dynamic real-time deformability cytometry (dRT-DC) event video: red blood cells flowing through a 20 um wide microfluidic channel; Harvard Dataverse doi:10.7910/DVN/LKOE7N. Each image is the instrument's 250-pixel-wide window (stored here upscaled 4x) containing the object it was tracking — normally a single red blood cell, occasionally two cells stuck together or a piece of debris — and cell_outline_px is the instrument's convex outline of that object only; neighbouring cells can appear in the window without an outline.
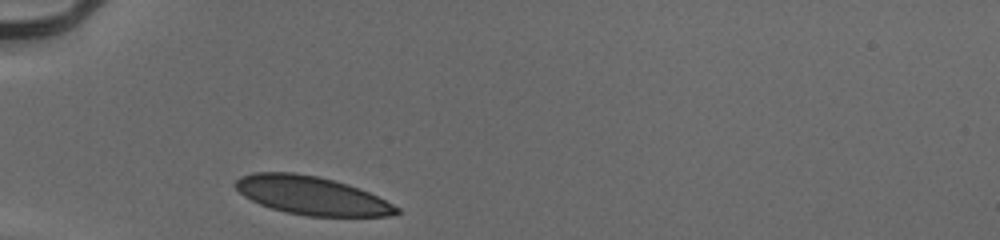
{"species": "human", "species_latin": "Homo sapiens", "temperature_condition": "cold", "stored_images_in_passage": 28, "camera_frame_rate_fps": 3000, "um_per_image_px": 0.085, "donor": {"sex": "male"}, "frame": {"image": 1, "passage_image": 1, "time_ms": 0.0, "image_size_px": [1000, 240], "cell_outline_px": [[400, 212], [388, 216], [308, 216], [284, 212], [260, 204], [244, 196], [232, 184], [240, 176], [252, 172], [292, 172], [316, 176], [348, 184], [360, 188], [400, 208]], "centroid_in_image_um": [26.45, 16.61], "position_along_channel_um": 58.6, "area_um2": 35.84}}
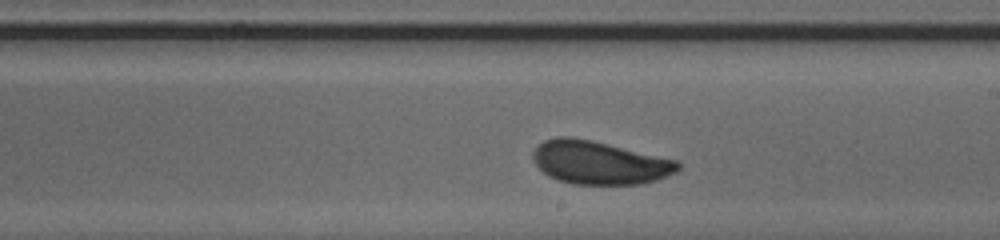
{"frame": {"image": 2, "passage_image": 16, "time_ms": 5.0, "image_size_px": [1000, 240], "cell_outline_px": [[680, 168], [676, 172], [668, 176], [644, 184], [572, 184], [556, 180], [548, 176], [532, 160], [532, 152], [544, 140], [556, 136], [572, 136], [592, 140], [676, 160], [680, 164]], "centroid_in_image_um": [50.93, 13.82], "position_along_channel_um": 238.1, "area_um2": 36.65}}
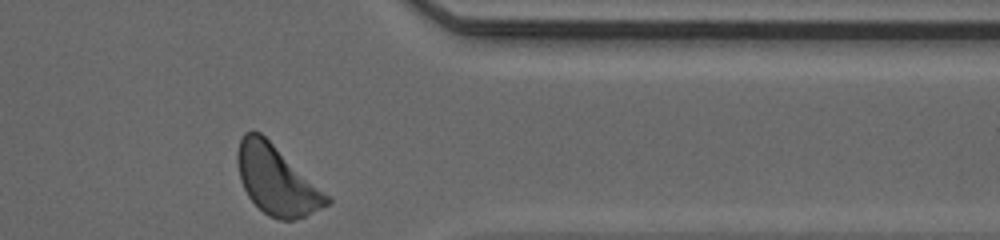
{"frame": {"image": 3, "passage_image": 28, "time_ms": 9.0, "image_size_px": [1000, 240], "cell_outline_px": [[332, 200], [328, 204], [304, 216], [292, 220], [280, 220], [268, 216], [248, 196], [240, 180], [236, 160], [236, 152], [240, 140], [244, 132], [252, 128], [260, 132], [328, 196]], "centroid_in_image_um": [23.43, 15.29], "position_along_channel_um": 388.0, "area_um2": 35.2}, "authors_computed_cell_mechanics": {"area_um2": 36.5007, "velocity_mm_per_s": 3.8933, "shape_relaxation_time_tau1_ms": 2.751, "shape_relaxation_time_tau2_ms": null, "deformation_change_tau1": 0.0933, "deformation_change_tau2": null}}